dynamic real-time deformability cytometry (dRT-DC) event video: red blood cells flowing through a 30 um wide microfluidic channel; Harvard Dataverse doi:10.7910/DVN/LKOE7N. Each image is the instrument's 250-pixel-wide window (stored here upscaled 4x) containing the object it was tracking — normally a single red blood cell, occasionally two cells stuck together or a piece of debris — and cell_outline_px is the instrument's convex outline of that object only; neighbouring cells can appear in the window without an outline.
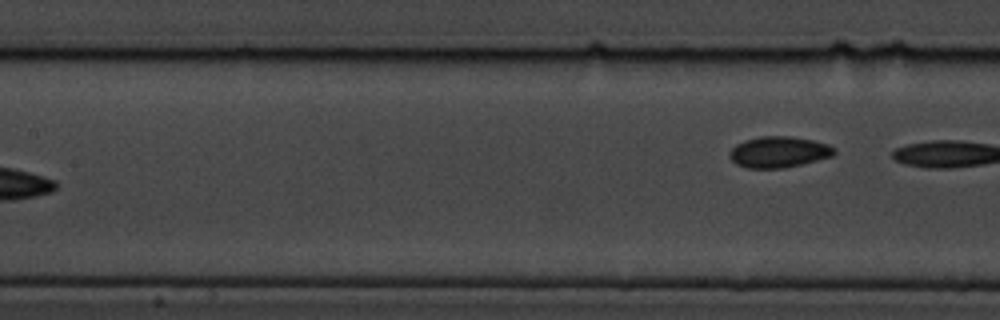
{"species": "common noctule bat (a hibernating species)", "species_latin": "Nyctalus noctula", "temperature_condition": "cold", "stored_images_in_passage": 8, "camera_frame_rate_fps": 3000, "um_per_image_px": 0.085, "animal": {"sex": "male", "body_mass_g": 19.5, "forearm_length_mm": 54.6}, "frame": {"image": 1, "passage_image": 8, "time_ms": 8.333, "image_size_px": [1000, 320], "cell_outline_px": [[836, 152], [832, 156], [784, 168], [748, 168], [736, 164], [728, 156], [728, 152], [736, 144], [744, 140], [760, 136], [792, 136], [812, 140], [828, 144], [836, 148]], "centroid_in_image_um": [66.17, 12.91], "position_along_channel_um": 141.2, "area_um2": 19.02}}